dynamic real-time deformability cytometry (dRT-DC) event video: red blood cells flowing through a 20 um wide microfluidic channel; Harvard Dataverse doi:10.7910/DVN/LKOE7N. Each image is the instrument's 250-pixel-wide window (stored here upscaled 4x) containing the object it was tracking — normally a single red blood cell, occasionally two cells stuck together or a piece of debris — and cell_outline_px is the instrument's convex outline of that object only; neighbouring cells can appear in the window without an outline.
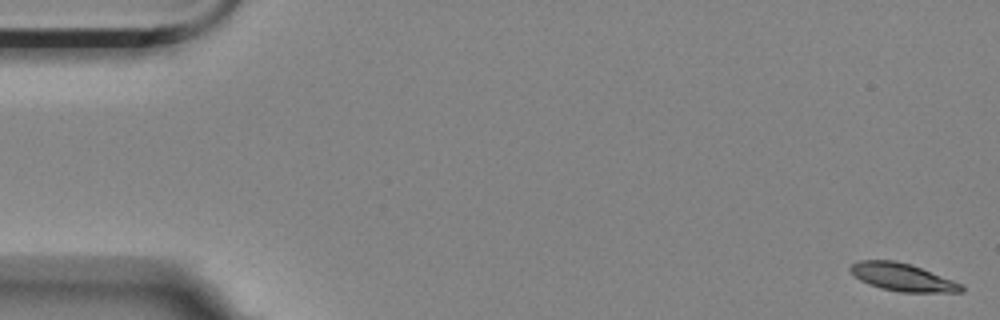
{"species": "Egyptian fruit bat (a non-hibernating species)", "species_latin": "Rousettus aegyptiacus", "temperature_condition": "room temperature", "stored_images_in_passage": 11, "camera_frame_rate_fps": 3000, "um_per_image_px": 0.085, "animal": {"sex": "female"}, "frame": {"image": 1, "passage_image": 1, "time_ms": 0.0, "image_size_px": [1000, 320], "cell_outline_px": [[964, 292], [900, 292], [880, 288], [868, 284], [860, 280], [848, 268], [852, 264], [860, 260], [896, 260], [912, 264], [964, 284]], "centroid_in_image_um": [76.75, 23.56], "position_along_channel_um": 8.3, "area_um2": 18.09}}
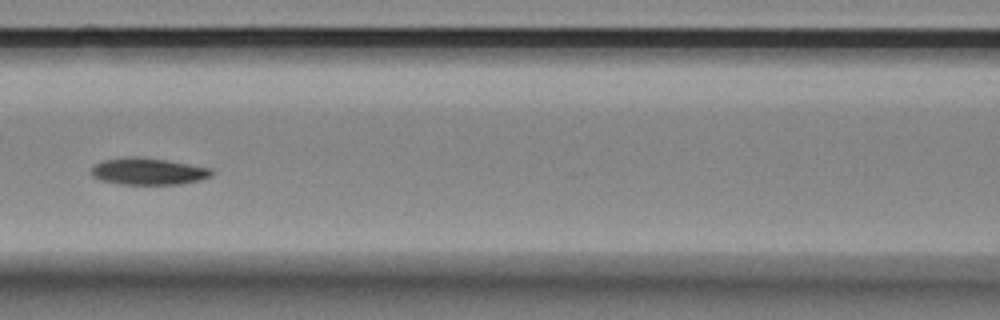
{"frame": {"image": 2, "passage_image": 7, "time_ms": 2.0, "image_size_px": [1000, 320], "cell_outline_px": [[212, 176], [200, 180], [180, 184], [120, 184], [100, 180], [92, 176], [92, 168], [96, 164], [104, 160], [132, 156], [136, 156], [168, 160], [212, 168]], "centroid_in_image_um": [12.62, 14.56], "position_along_channel_um": 154.0, "area_um2": 18.79}}
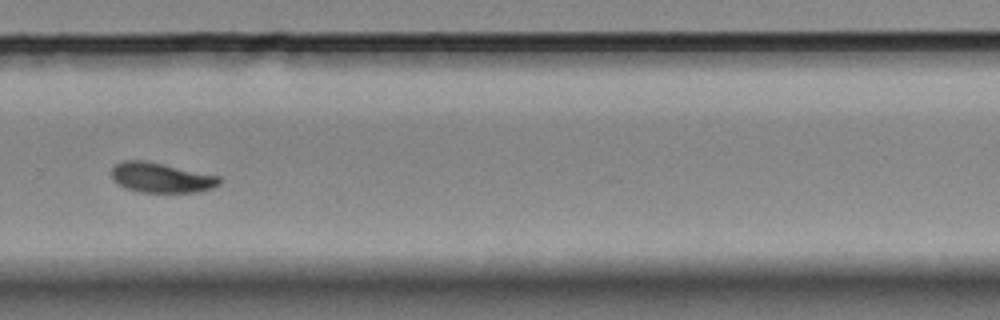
{"frame": {"image": 3, "passage_image": 11, "time_ms": 3.333, "image_size_px": [1000, 320], "cell_outline_px": [[220, 184], [212, 188], [200, 192], [140, 192], [124, 188], [116, 184], [112, 180], [112, 168], [116, 164], [124, 160], [144, 160], [220, 176]], "centroid_in_image_um": [13.68, 15.11], "position_along_channel_um": 316.1, "area_um2": 18.9}}